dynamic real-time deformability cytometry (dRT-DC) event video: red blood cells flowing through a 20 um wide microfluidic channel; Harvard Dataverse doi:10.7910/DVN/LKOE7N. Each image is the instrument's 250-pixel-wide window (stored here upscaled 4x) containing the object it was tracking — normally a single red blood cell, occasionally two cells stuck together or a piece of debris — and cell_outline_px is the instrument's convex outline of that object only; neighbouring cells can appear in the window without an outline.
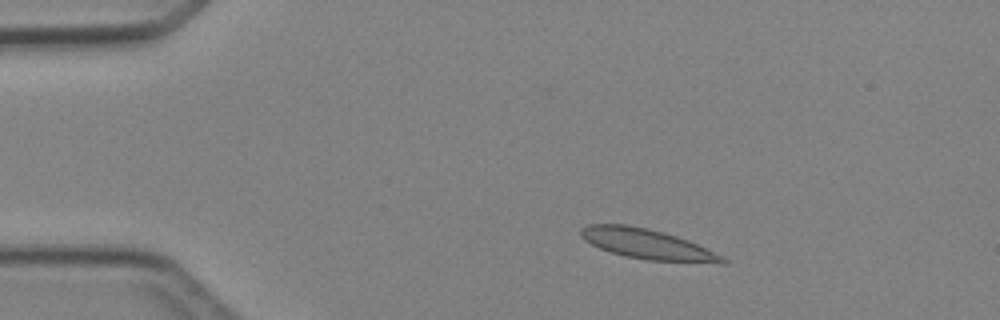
{"species": "Egyptian fruit bat (a non-hibernating species)", "species_latin": "Rousettus aegyptiacus", "temperature_condition": "cold", "stored_images_in_passage": 4, "camera_frame_rate_fps": 3000, "um_per_image_px": 0.085, "animal": {"sex": "female"}, "frame": {"image": 1, "passage_image": 3, "time_ms": 2.0, "image_size_px": [1000, 320], "cell_outline_px": [[728, 264], [720, 264], [648, 260], [624, 256], [600, 248], [584, 240], [580, 236], [580, 228], [588, 224], [624, 224], [648, 228], [664, 232], [688, 240], [728, 260]], "centroid_in_image_um": [55.0, 20.75], "position_along_channel_um": 30.0, "area_um2": 24.8}}